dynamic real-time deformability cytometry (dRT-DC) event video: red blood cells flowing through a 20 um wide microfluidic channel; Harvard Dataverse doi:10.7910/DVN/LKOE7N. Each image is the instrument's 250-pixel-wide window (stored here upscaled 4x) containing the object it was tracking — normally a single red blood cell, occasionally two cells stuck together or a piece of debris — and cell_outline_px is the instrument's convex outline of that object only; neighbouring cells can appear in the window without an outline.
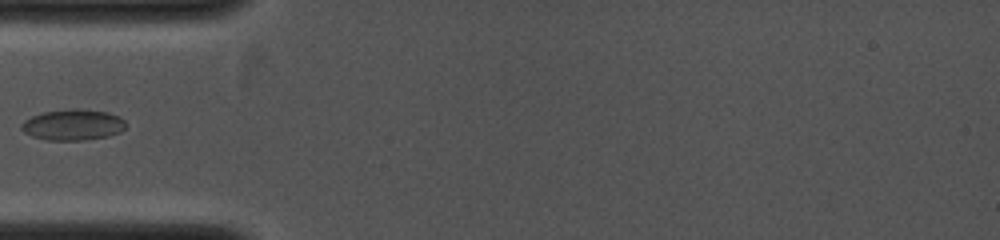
{"species": "common noctule bat (a hibernating species)", "species_latin": "Nyctalus noctula", "temperature_condition": "cold", "stored_images_in_passage": 1, "camera_frame_rate_fps": 4000, "um_per_image_px": 0.085, "animal": {"sex": "female", "body_mass_g": 19.0, "forearm_length_mm": 53.3}, "frame": {"image": 1, "passage_image": 1, "time_ms": 0.0, "image_size_px": [1000, 240], "cell_outline_px": [[128, 124], [120, 132], [108, 136], [84, 140], [48, 140], [32, 136], [24, 132], [20, 128], [20, 124], [24, 120], [40, 112], [72, 108], [76, 108], [108, 112], [120, 116]], "centroid_in_image_um": [6.2, 10.59], "position_along_channel_um": 78.8, "area_um2": 19.07}}